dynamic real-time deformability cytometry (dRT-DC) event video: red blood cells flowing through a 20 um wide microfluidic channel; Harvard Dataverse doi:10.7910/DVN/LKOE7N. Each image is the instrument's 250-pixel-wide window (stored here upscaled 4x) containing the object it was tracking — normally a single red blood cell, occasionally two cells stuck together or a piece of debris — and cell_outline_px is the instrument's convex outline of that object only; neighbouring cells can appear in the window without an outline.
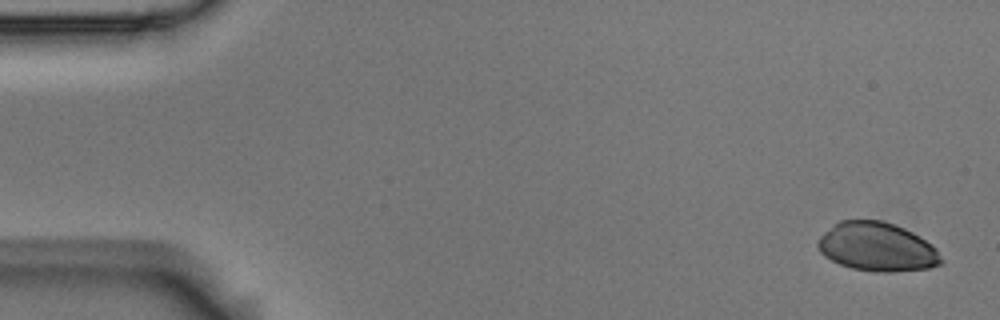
{"species": "Egyptian fruit bat (a non-hibernating species)", "species_latin": "Rousettus aegyptiacus", "temperature_condition": "room temperature", "stored_images_in_passage": 5, "camera_frame_rate_fps": 3000, "um_per_image_px": 0.085, "animal": {"sex": "male"}, "frame": {"image": 1, "passage_image": 1, "time_ms": 0.0, "image_size_px": [1000, 320], "cell_outline_px": [[944, 260], [940, 264], [928, 268], [892, 272], [876, 272], [852, 268], [840, 264], [824, 256], [820, 252], [816, 244], [820, 236], [824, 232], [840, 220], [880, 220], [904, 228], [912, 232], [932, 244], [936, 248]], "centroid_in_image_um": [74.55, 20.99], "position_along_channel_um": 10.5, "area_um2": 35.03}}